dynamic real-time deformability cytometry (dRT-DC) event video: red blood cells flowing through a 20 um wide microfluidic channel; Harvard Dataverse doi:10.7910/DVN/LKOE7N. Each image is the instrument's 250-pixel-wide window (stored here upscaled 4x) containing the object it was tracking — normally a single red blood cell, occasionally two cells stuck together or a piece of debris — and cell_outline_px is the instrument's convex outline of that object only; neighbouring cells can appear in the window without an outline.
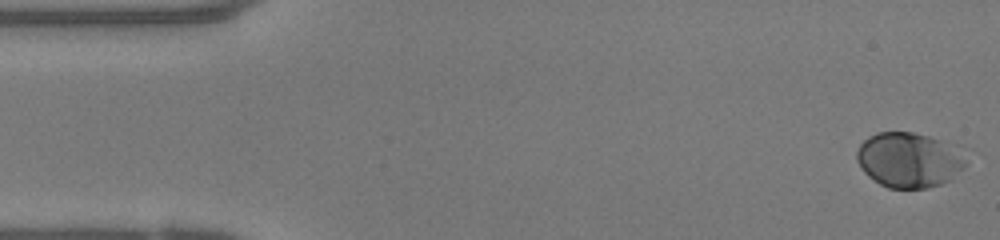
{"species": "human", "species_latin": "Homo sapiens", "temperature_condition": "warm", "stored_images_in_passage": 48, "camera_frame_rate_fps": 3000, "um_per_image_px": 0.085, "donor": {"sex": "female"}, "frame": {"image": 1, "passage_image": 1, "time_ms": 0.0, "image_size_px": [1000, 240], "cell_outline_px": [[964, 164], [948, 180], [940, 184], [928, 188], [888, 188], [880, 184], [868, 176], [864, 172], [856, 160], [856, 152], [860, 144], [868, 136], [876, 132], [912, 132], [928, 136], [940, 140], [964, 156]], "centroid_in_image_um": [77.15, 13.59], "position_along_channel_um": 7.9, "area_um2": 34.28}}
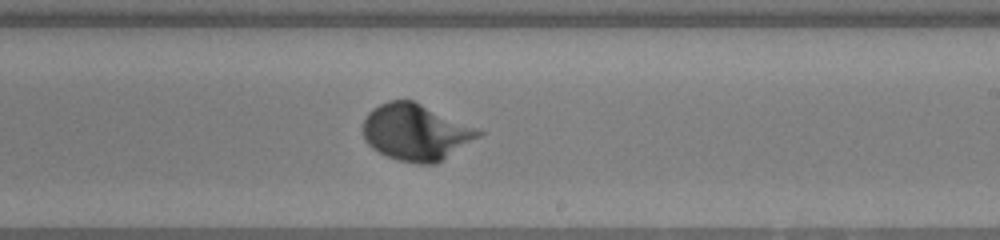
{"frame": {"image": 2, "passage_image": 28, "time_ms": 9.0, "image_size_px": [1000, 240], "cell_outline_px": [[484, 132], [480, 136], [436, 164], [416, 164], [400, 160], [388, 156], [372, 148], [364, 140], [364, 120], [368, 112], [372, 108], [388, 100], [412, 100], [480, 128]], "centroid_in_image_um": [35.36, 11.23], "position_along_channel_um": 253.6, "area_um2": 37.92}}
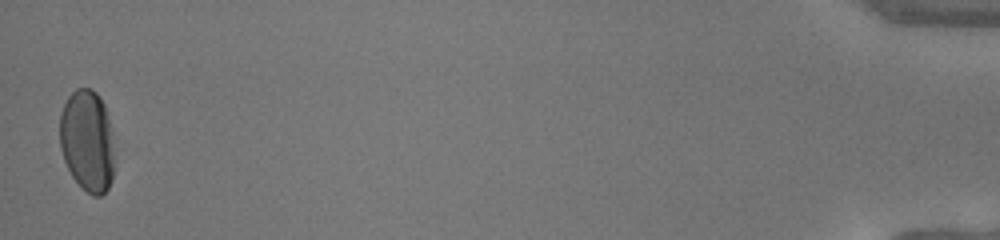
{"frame": {"image": 3, "passage_image": 48, "time_ms": 15.667, "image_size_px": [1000, 240], "cell_outline_px": [[112, 180], [108, 188], [100, 196], [92, 196], [72, 176], [64, 160], [60, 148], [60, 112], [68, 96], [76, 88], [92, 88], [100, 96], [104, 104], [112, 132]], "centroid_in_image_um": [7.4, 11.93], "position_along_channel_um": 427.8, "area_um2": 32.25}, "authors_computed_cell_mechanics": {"area_um2": 34.102, "velocity_mm_per_s": 4.1442, "shape_relaxation_time_tau1_ms": 2.4345, "shape_relaxation_time_tau2_ms": null, "deformation_change_tau1": 0.1567, "deformation_change_tau2": null}}